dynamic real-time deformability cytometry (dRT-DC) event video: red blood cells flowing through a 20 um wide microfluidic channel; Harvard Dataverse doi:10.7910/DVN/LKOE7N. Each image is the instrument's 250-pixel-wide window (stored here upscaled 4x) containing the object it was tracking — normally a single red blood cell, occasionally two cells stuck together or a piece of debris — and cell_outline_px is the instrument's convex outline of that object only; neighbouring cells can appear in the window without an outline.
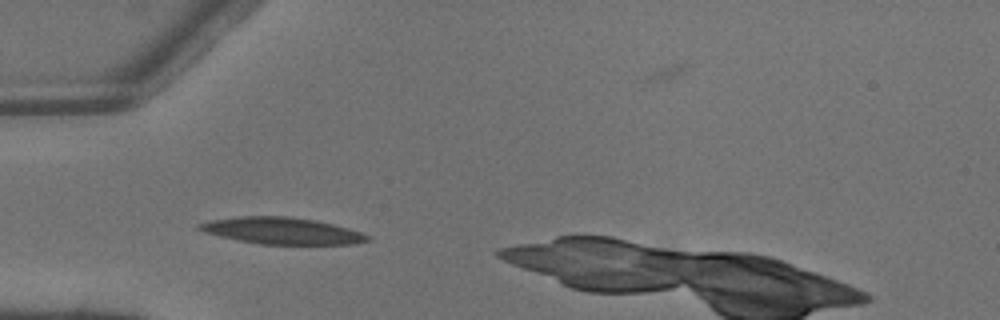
{"species": "common noctule bat (a hibernating species)", "species_latin": "Nyctalus noctula", "temperature_condition": "warm", "stored_images_in_passage": 3, "camera_frame_rate_fps": 3000, "um_per_image_px": 0.085, "animal": {"sex": "male", "body_mass_g": 13.3}, "frame": {"image": 1, "passage_image": 2, "time_ms": 0.333, "image_size_px": [1000, 320], "cell_outline_px": [[372, 240], [352, 244], [260, 244], [220, 236], [204, 232], [196, 228], [196, 224], [212, 220], [240, 216], [288, 216], [316, 220], [348, 228], [372, 236]], "centroid_in_image_um": [23.98, 19.61], "position_along_channel_um": 61.0, "area_um2": 26.07}}
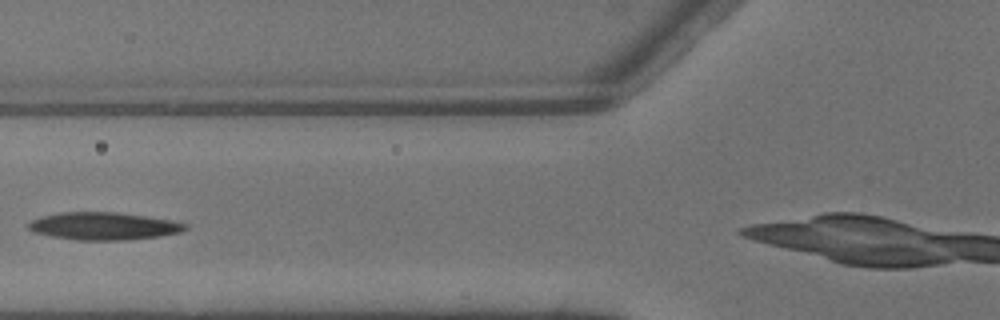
{"frame": {"image": 2, "passage_image": 3, "time_ms": 0.667, "image_size_px": [1000, 320], "cell_outline_px": [[188, 228], [180, 232], [160, 236], [124, 240], [76, 240], [52, 236], [32, 232], [28, 228], [28, 224], [32, 220], [40, 216], [60, 212], [120, 212], [172, 220], [188, 224]], "centroid_in_image_um": [8.81, 19.21], "position_along_channel_um": 117.0, "area_um2": 25.32}}